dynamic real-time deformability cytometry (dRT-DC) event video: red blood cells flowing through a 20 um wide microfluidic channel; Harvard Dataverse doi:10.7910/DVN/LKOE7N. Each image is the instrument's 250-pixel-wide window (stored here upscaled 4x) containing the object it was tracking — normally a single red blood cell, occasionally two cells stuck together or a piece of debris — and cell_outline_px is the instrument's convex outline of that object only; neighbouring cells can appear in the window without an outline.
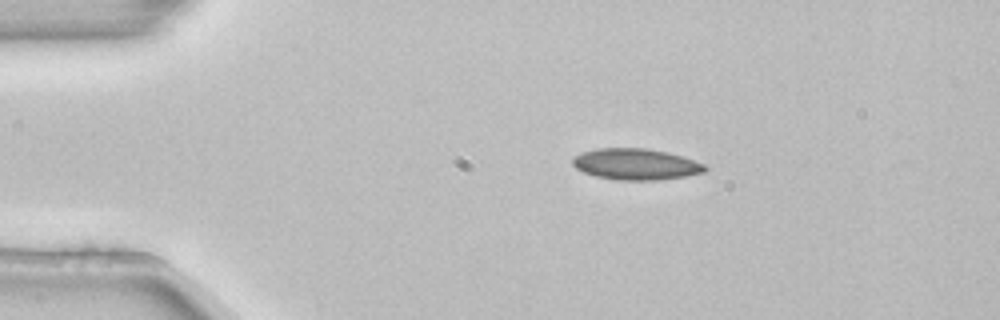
{"species": "common noctule bat (a hibernating species)", "species_latin": "Nyctalus noctula", "temperature_condition": "room temperature", "stored_images_in_passage": 6, "camera_frame_rate_fps": 3000, "um_per_image_px": 0.085, "animal": {"sex": "female", "body_mass_g": 22.7, "forearm_length_mm": 54.2}, "frame": {"image": 1, "passage_image": 1, "time_ms": 0.0, "image_size_px": [1000, 320], "cell_outline_px": [[708, 168], [704, 172], [684, 176], [660, 180], [616, 180], [596, 176], [584, 172], [576, 168], [572, 164], [572, 160], [576, 156], [584, 152], [596, 148], [644, 148], [668, 152], [704, 164]], "centroid_in_image_um": [54.04, 13.96], "position_along_channel_um": 31.0, "area_um2": 23.87}}
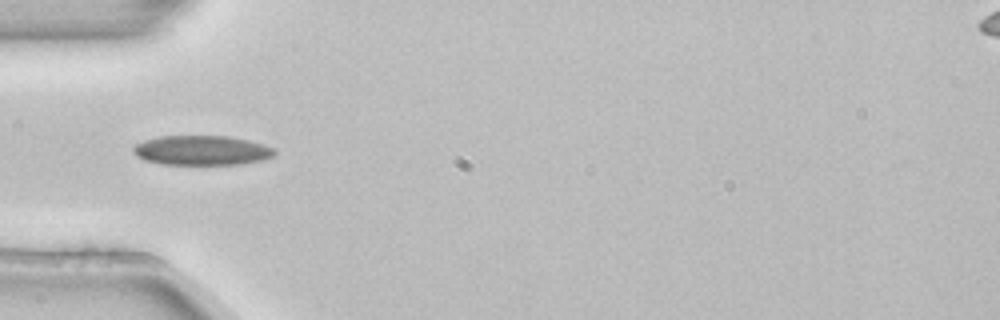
{"frame": {"image": 2, "passage_image": 3, "time_ms": 0.667, "image_size_px": [1000, 320], "cell_outline_px": [[276, 156], [264, 160], [240, 164], [160, 164], [144, 160], [136, 156], [132, 148], [136, 144], [144, 140], [160, 136], [228, 136], [248, 140], [264, 144], [272, 148], [276, 152]], "centroid_in_image_um": [17.16, 12.78], "position_along_channel_um": 67.8, "area_um2": 24.51}}
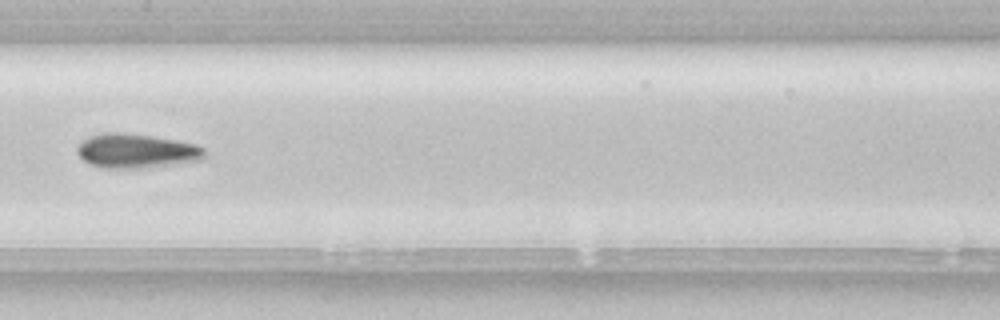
{"frame": {"image": 3, "passage_image": 6, "time_ms": 1.667, "image_size_px": [1000, 320], "cell_outline_px": [[204, 156], [200, 160], [148, 168], [104, 168], [92, 164], [84, 160], [76, 152], [76, 148], [88, 136], [104, 132], [120, 132], [148, 136], [172, 140], [192, 144], [204, 148]], "centroid_in_image_um": [11.54, 12.84], "position_along_channel_um": 195.9, "area_um2": 25.09}}